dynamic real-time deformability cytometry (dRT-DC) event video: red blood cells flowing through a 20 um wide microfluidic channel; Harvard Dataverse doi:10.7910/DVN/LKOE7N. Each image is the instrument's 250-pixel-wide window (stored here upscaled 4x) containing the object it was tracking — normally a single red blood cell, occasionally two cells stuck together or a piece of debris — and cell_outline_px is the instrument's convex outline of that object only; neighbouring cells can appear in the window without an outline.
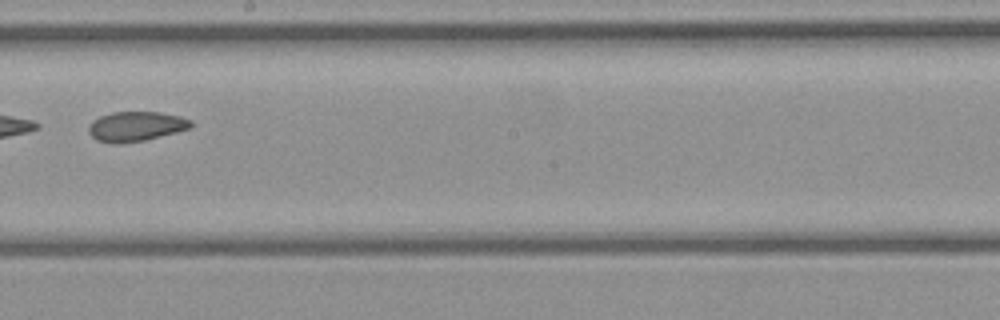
{"species": "common noctule bat (a hibernating species)", "species_latin": "Nyctalus noctula", "temperature_condition": "cold", "stored_images_in_passage": 45, "camera_frame_rate_fps": 3000, "um_per_image_px": 0.085, "animal": {"sex": "female", "body_mass_g": 21.9}, "frame": {"image": 1, "passage_image": 26, "time_ms": 8.333, "image_size_px": [1000, 320], "cell_outline_px": [[192, 128], [144, 140], [120, 144], [96, 140], [88, 132], [88, 124], [92, 120], [100, 116], [112, 112], [160, 112], [180, 116], [192, 120]], "centroid_in_image_um": [11.54, 10.73], "position_along_channel_um": 236.7, "area_um2": 17.8}}